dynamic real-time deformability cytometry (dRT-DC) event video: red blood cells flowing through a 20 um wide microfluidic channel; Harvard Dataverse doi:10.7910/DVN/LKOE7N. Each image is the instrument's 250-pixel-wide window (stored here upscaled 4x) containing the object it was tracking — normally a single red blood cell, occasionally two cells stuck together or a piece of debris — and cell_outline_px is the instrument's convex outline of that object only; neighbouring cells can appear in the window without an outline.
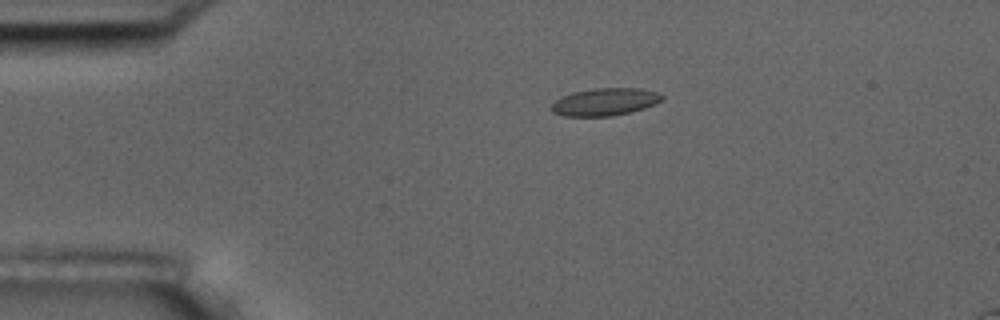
{"species": "common noctule bat (a hibernating species)", "species_latin": "Nyctalus noctula", "temperature_condition": "room temperature", "stored_images_in_passage": 3, "segment_of_instrument_passage": [1, 2], "camera_frame_rate_fps": 3000, "um_per_image_px": 0.085, "animal": {"sex": "male", "body_mass_g": 17.5, "forearm_length_mm": 52.3}, "frame": {"image": 1, "passage_image": 1, "time_ms": 0.0, "image_size_px": [1000, 320], "cell_outline_px": [[664, 96], [660, 100], [644, 108], [612, 116], [564, 116], [552, 112], [552, 104], [560, 96], [572, 92], [596, 88], [640, 88], [656, 92]], "centroid_in_image_um": [51.37, 8.65], "position_along_channel_um": 33.6, "area_um2": 17.51}}